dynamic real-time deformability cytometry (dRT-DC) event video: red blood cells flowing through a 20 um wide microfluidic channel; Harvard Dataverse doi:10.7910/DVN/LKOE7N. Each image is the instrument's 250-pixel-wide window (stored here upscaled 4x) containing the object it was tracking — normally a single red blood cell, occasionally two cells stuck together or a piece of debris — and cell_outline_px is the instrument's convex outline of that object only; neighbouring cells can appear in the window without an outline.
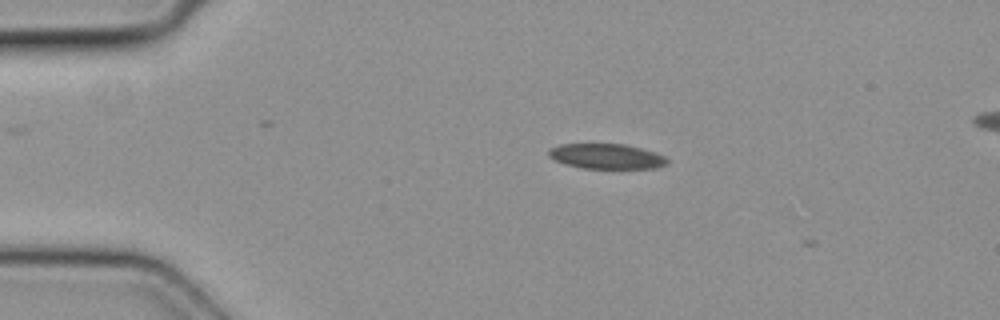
{"species": "common noctule bat (a hibernating species)", "species_latin": "Nyctalus noctula", "temperature_condition": "cold", "stored_images_in_passage": 3, "camera_frame_rate_fps": 3000, "um_per_image_px": 0.085, "animal": {"sex": "female", "body_mass_g": 19.3, "forearm_length_mm": 54.1}, "frame": {"image": 1, "passage_image": 2, "time_ms": 0.333, "image_size_px": [1000, 320], "cell_outline_px": [[668, 164], [656, 168], [584, 168], [568, 164], [556, 160], [548, 156], [548, 152], [552, 148], [560, 144], [624, 144], [656, 152], [664, 156], [668, 160]], "centroid_in_image_um": [51.6, 13.28], "position_along_channel_um": 33.4, "area_um2": 17.11}}